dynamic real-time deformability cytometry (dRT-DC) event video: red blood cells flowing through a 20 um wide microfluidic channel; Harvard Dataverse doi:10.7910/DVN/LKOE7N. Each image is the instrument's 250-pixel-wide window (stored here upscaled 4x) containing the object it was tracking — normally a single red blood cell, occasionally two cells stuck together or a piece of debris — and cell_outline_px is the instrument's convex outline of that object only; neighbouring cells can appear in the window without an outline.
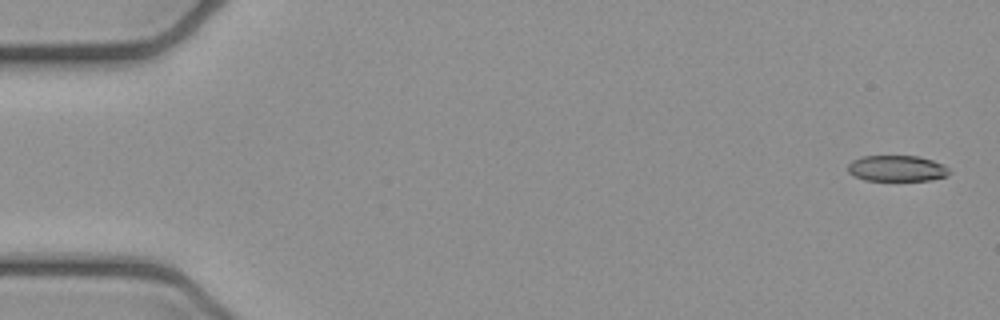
{"species": "common noctule bat (a hibernating species)", "species_latin": "Nyctalus noctula", "temperature_condition": "cold", "stored_images_in_passage": 4, "camera_frame_rate_fps": 3000, "um_per_image_px": 0.085, "animal": {"sex": "female", "body_mass_g": 21.9}, "frame": {"image": 1, "passage_image": 1, "time_ms": 0.0, "image_size_px": [1000, 320], "cell_outline_px": [[952, 172], [948, 176], [928, 180], [864, 180], [848, 172], [848, 164], [852, 160], [860, 156], [920, 156], [944, 164]], "centroid_in_image_um": [76.26, 14.3], "position_along_channel_um": 8.7, "area_um2": 15.43}}
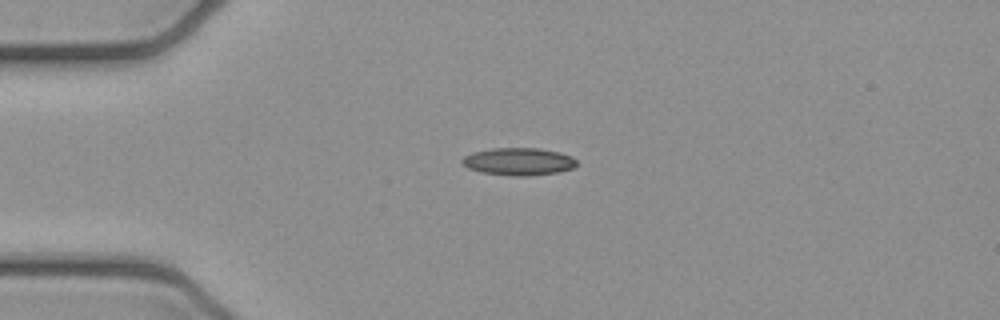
{"frame": {"image": 2, "passage_image": 4, "time_ms": 1.0, "image_size_px": [1000, 320], "cell_outline_px": [[576, 164], [572, 168], [556, 172], [524, 176], [516, 176], [480, 172], [468, 168], [460, 160], [464, 156], [472, 152], [492, 148], [540, 148], [560, 152], [572, 156], [576, 160]], "centroid_in_image_um": [44.06, 13.72], "position_along_channel_um": 40.9, "area_um2": 18.26}}